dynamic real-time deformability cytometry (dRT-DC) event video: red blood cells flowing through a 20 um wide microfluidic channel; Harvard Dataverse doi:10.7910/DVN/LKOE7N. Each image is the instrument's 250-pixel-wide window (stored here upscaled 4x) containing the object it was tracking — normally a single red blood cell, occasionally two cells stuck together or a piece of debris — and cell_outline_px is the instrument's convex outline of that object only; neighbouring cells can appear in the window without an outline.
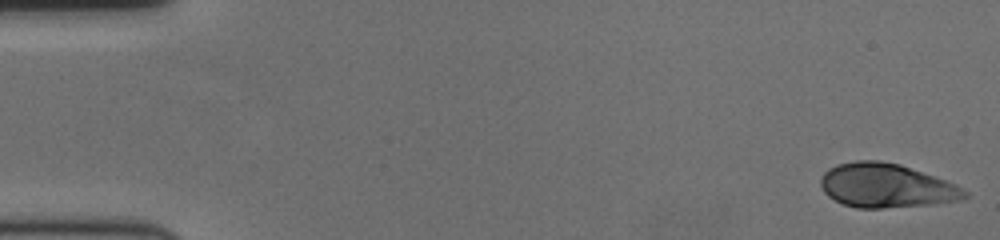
{"species": "human", "species_latin": "Homo sapiens", "temperature_condition": "cold", "stored_images_in_passage": 58, "camera_frame_rate_fps": 3000, "um_per_image_px": 0.085, "donor": {"sex": "female"}, "frame": {"image": 1, "passage_image": 1, "time_ms": 0.0, "image_size_px": [1000, 240], "cell_outline_px": [[968, 196], [960, 200], [928, 204], [880, 208], [856, 208], [844, 204], [828, 196], [824, 192], [820, 184], [820, 176], [828, 168], [836, 164], [856, 160], [880, 160], [900, 164], [956, 184], [968, 192]], "centroid_in_image_um": [75.29, 15.76], "position_along_channel_um": 9.7, "area_um2": 36.88}}
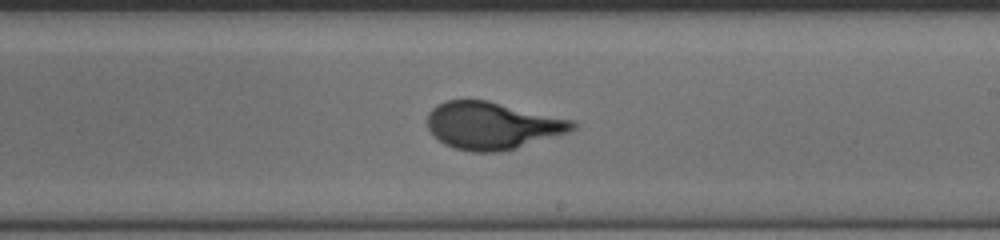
{"frame": {"image": 2, "passage_image": 34, "time_ms": 11.0, "image_size_px": [1000, 240], "cell_outline_px": [[580, 124], [572, 132], [516, 148], [500, 152], [472, 152], [452, 148], [444, 144], [428, 128], [428, 112], [436, 104], [448, 100], [488, 100], [576, 120]], "centroid_in_image_um": [41.92, 10.67], "position_along_channel_um": 247.1, "area_um2": 40.52}}
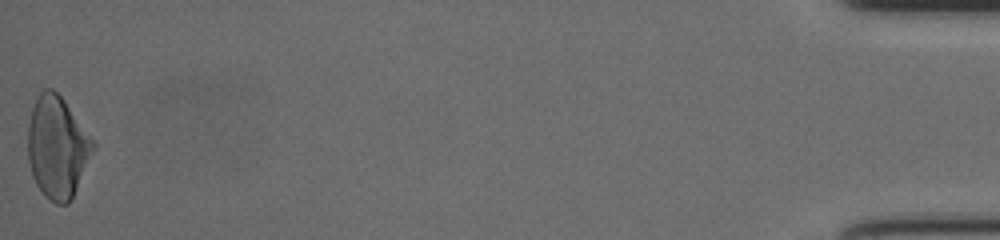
{"frame": {"image": 3, "passage_image": 58, "time_ms": 19.0, "image_size_px": [1000, 240], "cell_outline_px": [[96, 148], [72, 200], [68, 204], [56, 204], [36, 184], [32, 176], [28, 160], [28, 124], [32, 108], [40, 92], [44, 88], [52, 88], [64, 100], [96, 144]], "centroid_in_image_um": [4.89, 12.52], "position_along_channel_um": 430.3, "area_um2": 38.61}, "authors_computed_cell_mechanics": {"area_um2": 38.4948, "velocity_mm_per_s": 3.5301, "shape_relaxation_time_tau1_ms": 5.2903, "shape_relaxation_time_tau2_ms": null, "deformation_change_tau1": 0.1942, "deformation_change_tau2": null}}